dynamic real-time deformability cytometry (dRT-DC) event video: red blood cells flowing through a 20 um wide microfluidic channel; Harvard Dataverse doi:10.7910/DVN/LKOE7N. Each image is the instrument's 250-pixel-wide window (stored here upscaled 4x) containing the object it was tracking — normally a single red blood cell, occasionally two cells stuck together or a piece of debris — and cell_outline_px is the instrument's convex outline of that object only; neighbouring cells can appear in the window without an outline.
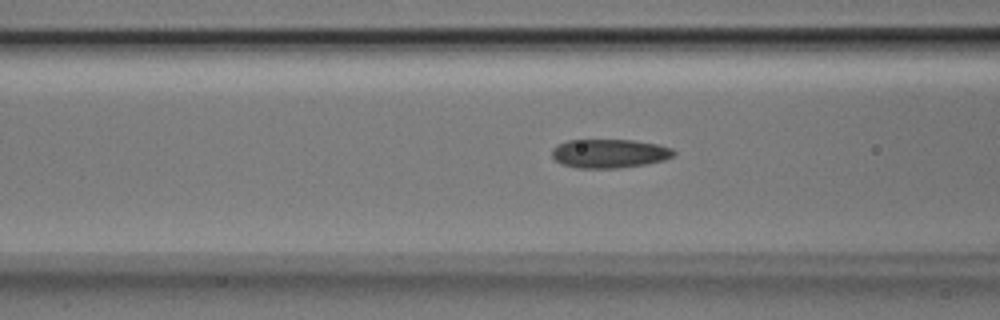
{"species": "Egyptian fruit bat (a non-hibernating species)", "species_latin": "Rousettus aegyptiacus", "temperature_condition": "room temperature", "stored_images_in_passage": 41, "camera_frame_rate_fps": 3000, "um_per_image_px": 0.085, "animal": {"sex": "male"}, "frame": {"image": 1, "passage_image": 19, "time_ms": 6.0, "image_size_px": [1000, 320], "cell_outline_px": [[676, 152], [672, 156], [664, 160], [644, 164], [620, 168], [576, 168], [560, 164], [552, 156], [552, 148], [556, 144], [568, 140], [632, 140], [656, 144], [672, 148]], "centroid_in_image_um": [51.75, 13.05], "position_along_channel_um": 114.8, "area_um2": 20.52}}
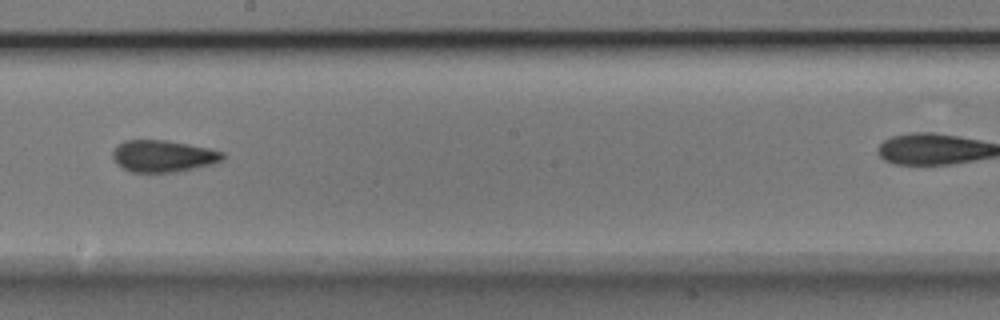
{"frame": {"image": 2, "passage_image": 28, "time_ms": 9.0, "image_size_px": [1000, 320], "cell_outline_px": [[224, 160], [212, 164], [176, 172], [132, 172], [116, 164], [112, 156], [112, 152], [116, 144], [124, 140], [168, 140], [208, 148], [224, 152]], "centroid_in_image_um": [13.84, 13.26], "position_along_channel_um": 234.4, "area_um2": 20.52}}
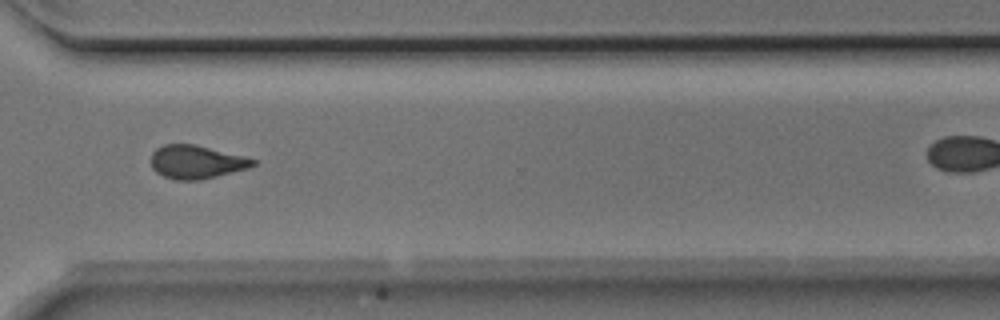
{"frame": {"image": 3, "passage_image": 37, "time_ms": 12.0, "image_size_px": [1000, 320], "cell_outline_px": [[256, 164], [248, 168], [200, 180], [176, 180], [164, 176], [156, 172], [152, 168], [152, 152], [156, 148], [164, 144], [196, 144], [244, 156], [256, 160]], "centroid_in_image_um": [16.68, 13.76], "position_along_channel_um": 353.9, "area_um2": 19.77}}